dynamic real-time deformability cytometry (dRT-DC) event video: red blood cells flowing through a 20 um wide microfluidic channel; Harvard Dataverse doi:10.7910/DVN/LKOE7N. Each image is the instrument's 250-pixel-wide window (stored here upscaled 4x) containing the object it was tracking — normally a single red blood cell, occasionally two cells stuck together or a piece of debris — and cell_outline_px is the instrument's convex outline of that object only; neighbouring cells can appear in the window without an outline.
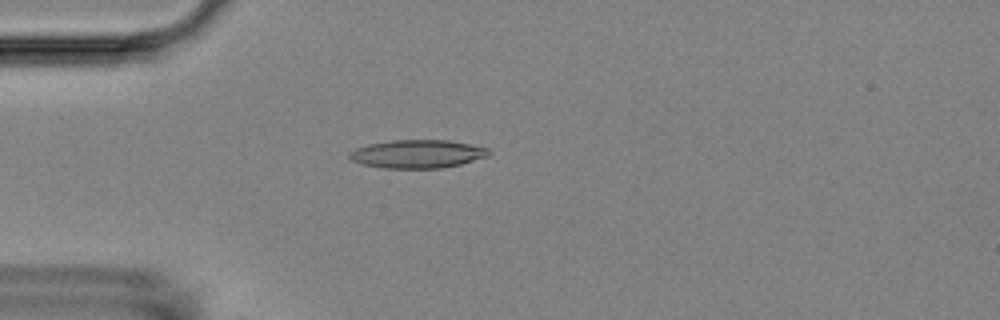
{"species": "Egyptian fruit bat (a non-hibernating species)", "species_latin": "Rousettus aegyptiacus", "temperature_condition": "room temperature", "stored_images_in_passage": 54, "camera_frame_rate_fps": 3000, "um_per_image_px": 0.085, "animal": {"sex": "female"}, "frame": {"image": 1, "passage_image": 15, "time_ms": 4.667, "image_size_px": [1000, 320], "cell_outline_px": [[492, 152], [488, 156], [460, 164], [440, 168], [384, 168], [360, 164], [352, 160], [348, 156], [348, 152], [356, 148], [368, 144], [392, 140], [448, 140], [472, 144], [488, 148]], "centroid_in_image_um": [35.48, 13.08], "position_along_channel_um": 49.5, "area_um2": 23.06}}
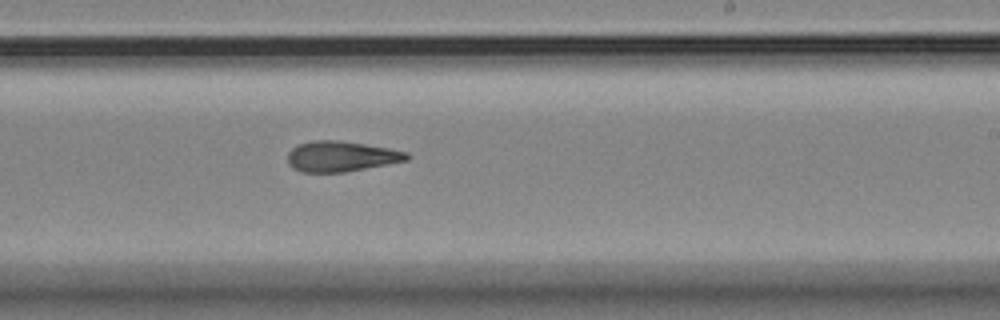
{"frame": {"image": 2, "passage_image": 33, "time_ms": 10.667, "image_size_px": [1000, 320], "cell_outline_px": [[412, 156], [408, 160], [388, 164], [344, 172], [304, 172], [292, 168], [288, 164], [288, 152], [296, 144], [312, 140], [340, 140], [388, 148], [408, 152]], "centroid_in_image_um": [28.99, 13.28], "position_along_channel_um": 260.0, "area_um2": 21.27}}
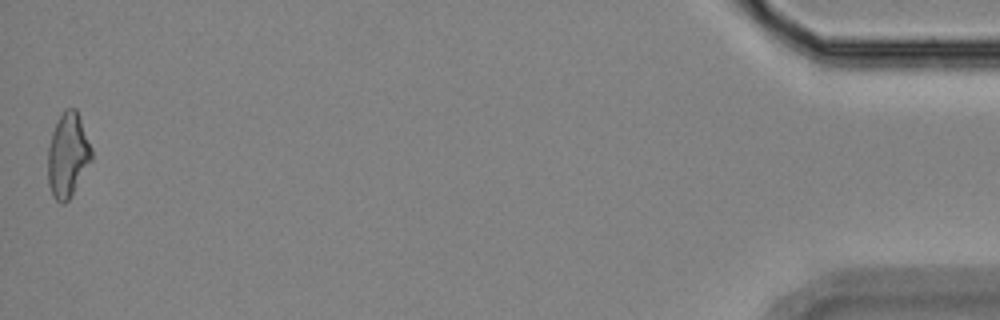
{"frame": {"image": 3, "passage_image": 54, "time_ms": 17.667, "image_size_px": [1000, 320], "cell_outline_px": [[92, 160], [68, 200], [64, 204], [60, 204], [52, 196], [48, 184], [48, 148], [52, 132], [64, 108], [76, 108], [92, 148]], "centroid_in_image_um": [5.76, 13.19], "position_along_channel_um": 429.4, "area_um2": 21.39}, "authors_computed_cell_mechanics": {"area_um2": 21.4149, "velocity_mm_per_s": 3.7004, "shape_relaxation_time_tau1_ms": 9.9217, "shape_relaxation_time_tau2_ms": 4.156, "deformation_change_tau1": 0.2426, "deformation_change_tau2": 0.1544}}